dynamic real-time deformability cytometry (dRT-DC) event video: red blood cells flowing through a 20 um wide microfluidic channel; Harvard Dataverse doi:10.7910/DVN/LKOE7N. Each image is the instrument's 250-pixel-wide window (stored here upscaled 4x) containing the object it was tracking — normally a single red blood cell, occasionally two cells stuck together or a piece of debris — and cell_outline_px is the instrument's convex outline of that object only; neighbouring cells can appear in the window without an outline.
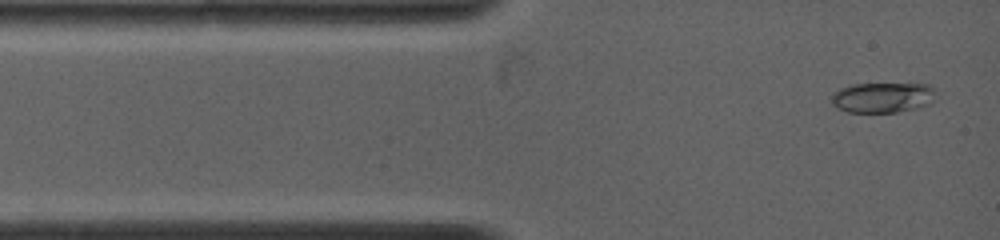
{"species": "common noctule bat (a hibernating species)", "species_latin": "Nyctalus noctula", "temperature_condition": "warm", "stored_images_in_passage": 24, "camera_frame_rate_fps": 4500, "um_per_image_px": 0.085, "animal": {"sex": "female", "body_mass_g": 19.0, "forearm_length_mm": 53.3}, "frame": {"image": 1, "passage_image": 1, "time_ms": 0.0, "image_size_px": [1000, 240], "cell_outline_px": [[932, 100], [928, 104], [916, 108], [896, 112], [848, 112], [836, 108], [832, 104], [832, 96], [840, 88], [848, 84], [928, 84], [932, 88]], "centroid_in_image_um": [74.95, 8.29], "position_along_channel_um": 10.0, "area_um2": 18.15}}
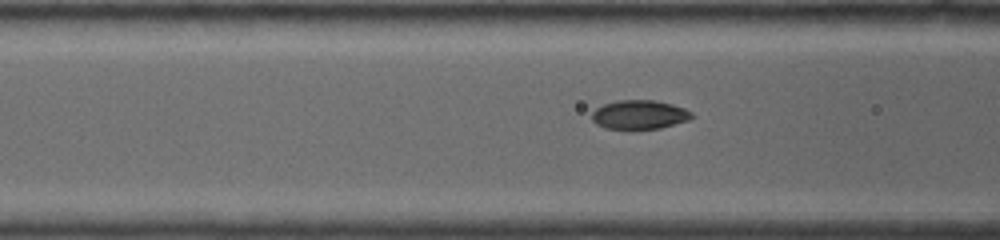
{"frame": {"image": 2, "passage_image": 14, "time_ms": 3.556, "image_size_px": [1000, 240], "cell_outline_px": [[692, 116], [688, 120], [660, 128], [608, 128], [596, 124], [592, 120], [592, 112], [596, 108], [604, 104], [616, 100], [656, 100], [672, 104], [684, 108], [692, 112]], "centroid_in_image_um": [54.34, 9.72], "position_along_channel_um": 112.3, "area_um2": 16.65}}
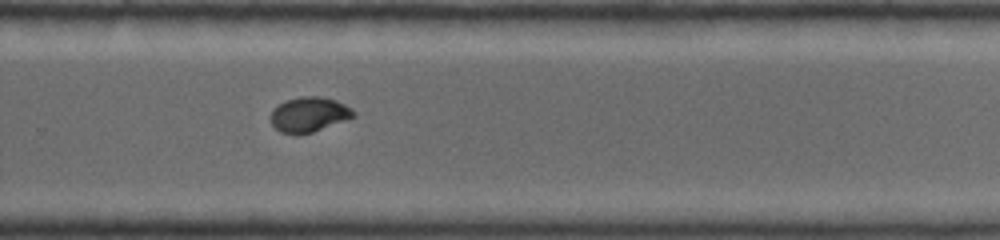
{"frame": {"image": 3, "passage_image": 24, "time_ms": 8.444, "image_size_px": [1000, 240], "cell_outline_px": [[356, 116], [312, 132], [284, 132], [276, 128], [272, 124], [272, 112], [280, 104], [288, 100], [300, 96], [320, 96], [336, 100], [352, 108], [356, 112]], "centroid_in_image_um": [26.34, 9.69], "position_along_channel_um": 303.5, "area_um2": 16.24}}